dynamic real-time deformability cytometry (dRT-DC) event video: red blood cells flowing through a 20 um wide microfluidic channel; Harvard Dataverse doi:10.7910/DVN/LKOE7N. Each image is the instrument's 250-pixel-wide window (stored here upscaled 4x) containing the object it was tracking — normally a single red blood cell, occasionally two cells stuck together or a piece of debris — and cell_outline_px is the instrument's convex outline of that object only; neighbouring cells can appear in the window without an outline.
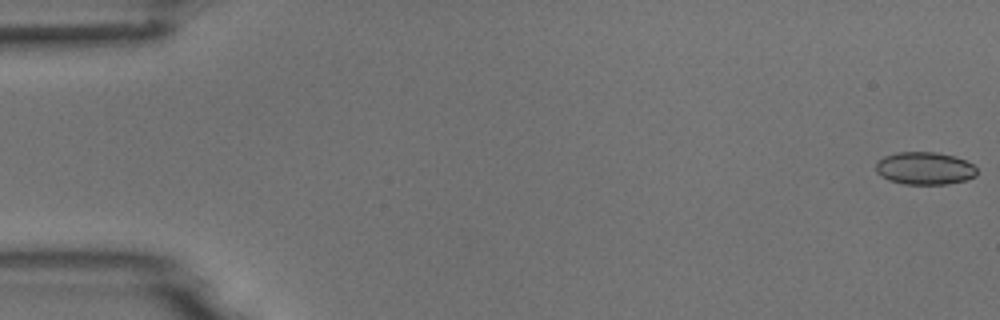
{"species": "common noctule bat (a hibernating species)", "species_latin": "Nyctalus noctula", "temperature_condition": "room temperature", "stored_images_in_passage": 54, "camera_frame_rate_fps": 3000, "um_per_image_px": 0.085, "animal": {"sex": "male", "body_mass_g": 18.8}, "frame": {"image": 1, "passage_image": 1, "time_ms": 0.0, "image_size_px": [1000, 320], "cell_outline_px": [[976, 176], [964, 180], [948, 184], [904, 184], [888, 180], [876, 172], [876, 160], [884, 156], [896, 152], [936, 152], [952, 156], [964, 160], [972, 164], [976, 168]], "centroid_in_image_um": [78.56, 14.3], "position_along_channel_um": 6.4, "area_um2": 19.19}}
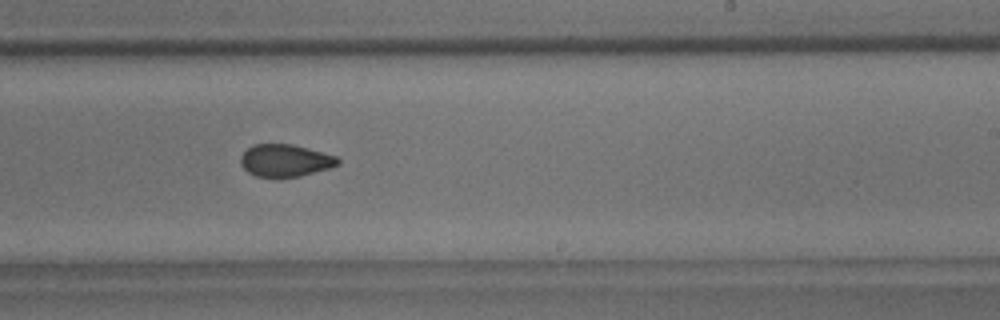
{"frame": {"image": 2, "passage_image": 33, "time_ms": 10.667, "image_size_px": [1000, 320], "cell_outline_px": [[340, 164], [328, 168], [300, 176], [256, 176], [248, 172], [240, 164], [240, 156], [252, 144], [292, 144], [336, 156], [340, 160]], "centroid_in_image_um": [24.22, 13.63], "position_along_channel_um": 264.8, "area_um2": 18.03}}
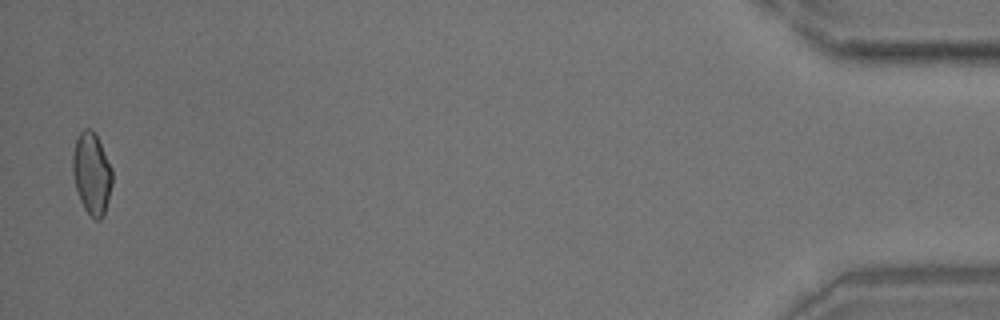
{"frame": {"image": 3, "passage_image": 53, "time_ms": 17.333, "image_size_px": [1000, 320], "cell_outline_px": [[112, 184], [104, 216], [100, 220], [96, 220], [84, 208], [80, 200], [76, 188], [72, 172], [72, 152], [76, 140], [80, 132], [84, 128], [92, 128], [112, 168]], "centroid_in_image_um": [7.79, 14.75], "position_along_channel_um": 427.4, "area_um2": 18.79}}